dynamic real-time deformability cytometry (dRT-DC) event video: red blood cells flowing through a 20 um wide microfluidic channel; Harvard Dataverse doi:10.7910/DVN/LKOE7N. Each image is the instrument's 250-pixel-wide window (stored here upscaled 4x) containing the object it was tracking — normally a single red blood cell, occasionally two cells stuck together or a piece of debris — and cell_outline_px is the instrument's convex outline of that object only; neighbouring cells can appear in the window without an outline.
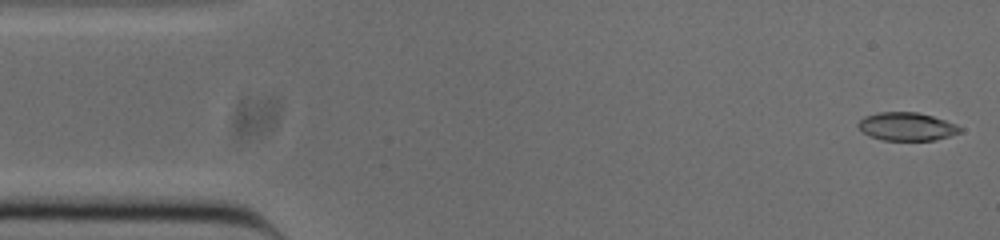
{"species": "common noctule bat (a hibernating species)", "species_latin": "Nyctalus noctula", "temperature_condition": "cold", "stored_images_in_passage": 48, "camera_frame_rate_fps": 3000, "um_per_image_px": 0.085, "animal": {"sex": "male", "body_mass_g": 20.0, "forearm_length_mm": 53.3}, "frame": {"image": 1, "passage_image": 1, "time_ms": 0.0, "image_size_px": [1000, 240], "cell_outline_px": [[964, 128], [960, 132], [936, 140], [880, 140], [868, 136], [856, 124], [864, 116], [880, 112], [916, 112], [932, 116], [956, 124]], "centroid_in_image_um": [77.06, 10.76], "position_along_channel_um": 7.9, "area_um2": 16.7}}
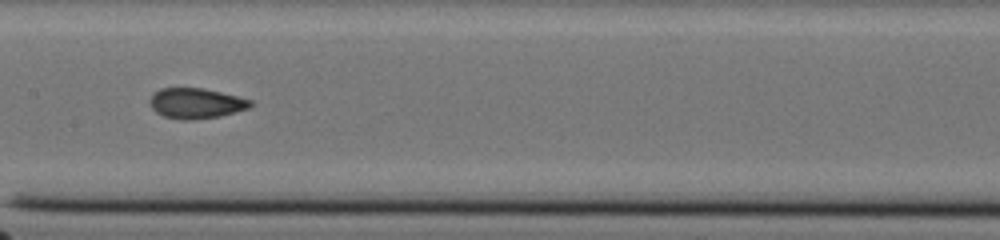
{"frame": {"image": 2, "passage_image": 24, "time_ms": 7.667, "image_size_px": [1000, 240], "cell_outline_px": [[256, 104], [248, 108], [236, 112], [220, 116], [196, 120], [180, 120], [164, 116], [156, 112], [152, 108], [148, 100], [160, 88], [204, 88], [252, 100]], "centroid_in_image_um": [16.68, 8.79], "position_along_channel_um": 190.7, "area_um2": 17.92}}
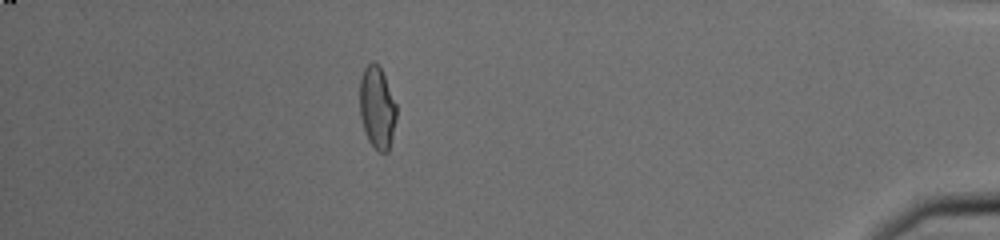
{"frame": {"image": 3, "passage_image": 45, "time_ms": 14.667, "image_size_px": [1000, 240], "cell_outline_px": [[396, 120], [388, 152], [380, 152], [368, 140], [360, 116], [360, 80], [364, 68], [372, 60], [380, 68], [384, 76], [396, 104]], "centroid_in_image_um": [32.05, 9.14], "position_along_channel_um": 403.2, "area_um2": 17.28}, "authors_computed_cell_mechanics": {"area_um2": 17.629, "velocity_mm_per_s": 3.8545, "shape_relaxation_time_tau1_ms": 11.1146, "shape_relaxation_time_tau2_ms": 1.7655, "deformation_change_tau1": 0.2232, "deformation_change_tau2": 0.0736}}